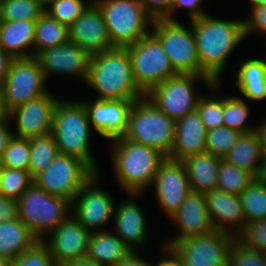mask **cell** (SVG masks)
Instances as JSON below:
<instances>
[{
    "label": "cell",
    "mask_w": 266,
    "mask_h": 266,
    "mask_svg": "<svg viewBox=\"0 0 266 266\" xmlns=\"http://www.w3.org/2000/svg\"><path fill=\"white\" fill-rule=\"evenodd\" d=\"M33 184L29 171L3 167L0 173V195L18 200Z\"/></svg>",
    "instance_id": "35"
},
{
    "label": "cell",
    "mask_w": 266,
    "mask_h": 266,
    "mask_svg": "<svg viewBox=\"0 0 266 266\" xmlns=\"http://www.w3.org/2000/svg\"><path fill=\"white\" fill-rule=\"evenodd\" d=\"M45 79L49 73L79 75L86 81L91 55L76 43L64 44L41 51L36 56Z\"/></svg>",
    "instance_id": "20"
},
{
    "label": "cell",
    "mask_w": 266,
    "mask_h": 266,
    "mask_svg": "<svg viewBox=\"0 0 266 266\" xmlns=\"http://www.w3.org/2000/svg\"><path fill=\"white\" fill-rule=\"evenodd\" d=\"M190 23L201 69L219 82L227 57L245 37L244 20L222 21L206 14Z\"/></svg>",
    "instance_id": "1"
},
{
    "label": "cell",
    "mask_w": 266,
    "mask_h": 266,
    "mask_svg": "<svg viewBox=\"0 0 266 266\" xmlns=\"http://www.w3.org/2000/svg\"><path fill=\"white\" fill-rule=\"evenodd\" d=\"M18 218V200L0 195V224Z\"/></svg>",
    "instance_id": "48"
},
{
    "label": "cell",
    "mask_w": 266,
    "mask_h": 266,
    "mask_svg": "<svg viewBox=\"0 0 266 266\" xmlns=\"http://www.w3.org/2000/svg\"><path fill=\"white\" fill-rule=\"evenodd\" d=\"M86 84L100 100L140 99L146 94L135 82L126 47H114L90 58Z\"/></svg>",
    "instance_id": "2"
},
{
    "label": "cell",
    "mask_w": 266,
    "mask_h": 266,
    "mask_svg": "<svg viewBox=\"0 0 266 266\" xmlns=\"http://www.w3.org/2000/svg\"><path fill=\"white\" fill-rule=\"evenodd\" d=\"M117 207L114 209V216L118 235L132 251H135L133 245H143L146 239L143 212L137 204L130 201L122 202Z\"/></svg>",
    "instance_id": "26"
},
{
    "label": "cell",
    "mask_w": 266,
    "mask_h": 266,
    "mask_svg": "<svg viewBox=\"0 0 266 266\" xmlns=\"http://www.w3.org/2000/svg\"><path fill=\"white\" fill-rule=\"evenodd\" d=\"M158 203L171 217L191 192L182 161L165 157L153 179Z\"/></svg>",
    "instance_id": "14"
},
{
    "label": "cell",
    "mask_w": 266,
    "mask_h": 266,
    "mask_svg": "<svg viewBox=\"0 0 266 266\" xmlns=\"http://www.w3.org/2000/svg\"><path fill=\"white\" fill-rule=\"evenodd\" d=\"M69 40L68 27L52 18L44 12L36 20L34 34V46L36 50L33 56H37L41 51L66 43Z\"/></svg>",
    "instance_id": "31"
},
{
    "label": "cell",
    "mask_w": 266,
    "mask_h": 266,
    "mask_svg": "<svg viewBox=\"0 0 266 266\" xmlns=\"http://www.w3.org/2000/svg\"><path fill=\"white\" fill-rule=\"evenodd\" d=\"M52 232L50 243L46 244L58 266L87 256L91 233L74 215L67 217Z\"/></svg>",
    "instance_id": "19"
},
{
    "label": "cell",
    "mask_w": 266,
    "mask_h": 266,
    "mask_svg": "<svg viewBox=\"0 0 266 266\" xmlns=\"http://www.w3.org/2000/svg\"><path fill=\"white\" fill-rule=\"evenodd\" d=\"M222 159L258 178L265 159L257 132L241 134L235 146Z\"/></svg>",
    "instance_id": "27"
},
{
    "label": "cell",
    "mask_w": 266,
    "mask_h": 266,
    "mask_svg": "<svg viewBox=\"0 0 266 266\" xmlns=\"http://www.w3.org/2000/svg\"><path fill=\"white\" fill-rule=\"evenodd\" d=\"M236 239L246 247L266 252V218L246 222L244 228L236 235Z\"/></svg>",
    "instance_id": "42"
},
{
    "label": "cell",
    "mask_w": 266,
    "mask_h": 266,
    "mask_svg": "<svg viewBox=\"0 0 266 266\" xmlns=\"http://www.w3.org/2000/svg\"><path fill=\"white\" fill-rule=\"evenodd\" d=\"M255 178L252 173L221 159L218 168L217 189L240 195Z\"/></svg>",
    "instance_id": "34"
},
{
    "label": "cell",
    "mask_w": 266,
    "mask_h": 266,
    "mask_svg": "<svg viewBox=\"0 0 266 266\" xmlns=\"http://www.w3.org/2000/svg\"><path fill=\"white\" fill-rule=\"evenodd\" d=\"M11 261L3 256H0V266H10Z\"/></svg>",
    "instance_id": "57"
},
{
    "label": "cell",
    "mask_w": 266,
    "mask_h": 266,
    "mask_svg": "<svg viewBox=\"0 0 266 266\" xmlns=\"http://www.w3.org/2000/svg\"><path fill=\"white\" fill-rule=\"evenodd\" d=\"M132 250L120 237L107 232H93L88 241L87 258L106 266H116Z\"/></svg>",
    "instance_id": "28"
},
{
    "label": "cell",
    "mask_w": 266,
    "mask_h": 266,
    "mask_svg": "<svg viewBox=\"0 0 266 266\" xmlns=\"http://www.w3.org/2000/svg\"><path fill=\"white\" fill-rule=\"evenodd\" d=\"M0 119H10V110L3 91L0 89Z\"/></svg>",
    "instance_id": "55"
},
{
    "label": "cell",
    "mask_w": 266,
    "mask_h": 266,
    "mask_svg": "<svg viewBox=\"0 0 266 266\" xmlns=\"http://www.w3.org/2000/svg\"><path fill=\"white\" fill-rule=\"evenodd\" d=\"M37 241L19 218L0 224V256L10 261L17 258Z\"/></svg>",
    "instance_id": "29"
},
{
    "label": "cell",
    "mask_w": 266,
    "mask_h": 266,
    "mask_svg": "<svg viewBox=\"0 0 266 266\" xmlns=\"http://www.w3.org/2000/svg\"><path fill=\"white\" fill-rule=\"evenodd\" d=\"M249 115V109L246 102L238 97H227L223 99V124L232 130L241 134L256 131V128L245 126Z\"/></svg>",
    "instance_id": "36"
},
{
    "label": "cell",
    "mask_w": 266,
    "mask_h": 266,
    "mask_svg": "<svg viewBox=\"0 0 266 266\" xmlns=\"http://www.w3.org/2000/svg\"><path fill=\"white\" fill-rule=\"evenodd\" d=\"M6 120L8 119H0V157L3 156L9 140L14 135L12 132H10V129L6 125Z\"/></svg>",
    "instance_id": "50"
},
{
    "label": "cell",
    "mask_w": 266,
    "mask_h": 266,
    "mask_svg": "<svg viewBox=\"0 0 266 266\" xmlns=\"http://www.w3.org/2000/svg\"><path fill=\"white\" fill-rule=\"evenodd\" d=\"M51 9L45 8L52 18L59 23L69 27L87 8V4L82 0H53L50 4Z\"/></svg>",
    "instance_id": "40"
},
{
    "label": "cell",
    "mask_w": 266,
    "mask_h": 266,
    "mask_svg": "<svg viewBox=\"0 0 266 266\" xmlns=\"http://www.w3.org/2000/svg\"><path fill=\"white\" fill-rule=\"evenodd\" d=\"M208 213L216 230L229 231L230 224H235L238 234L246 224L243 207L239 195L214 189L204 193ZM228 224V226H227Z\"/></svg>",
    "instance_id": "23"
},
{
    "label": "cell",
    "mask_w": 266,
    "mask_h": 266,
    "mask_svg": "<svg viewBox=\"0 0 266 266\" xmlns=\"http://www.w3.org/2000/svg\"><path fill=\"white\" fill-rule=\"evenodd\" d=\"M64 102L59 100L55 106L51 133L59 154L81 159L95 173L97 164L90 154V121L82 101Z\"/></svg>",
    "instance_id": "3"
},
{
    "label": "cell",
    "mask_w": 266,
    "mask_h": 266,
    "mask_svg": "<svg viewBox=\"0 0 266 266\" xmlns=\"http://www.w3.org/2000/svg\"><path fill=\"white\" fill-rule=\"evenodd\" d=\"M14 59L15 58L12 55L8 54L0 47V83L5 79L7 73L10 71Z\"/></svg>",
    "instance_id": "49"
},
{
    "label": "cell",
    "mask_w": 266,
    "mask_h": 266,
    "mask_svg": "<svg viewBox=\"0 0 266 266\" xmlns=\"http://www.w3.org/2000/svg\"><path fill=\"white\" fill-rule=\"evenodd\" d=\"M228 266H266L264 253L246 247L235 238L230 247Z\"/></svg>",
    "instance_id": "44"
},
{
    "label": "cell",
    "mask_w": 266,
    "mask_h": 266,
    "mask_svg": "<svg viewBox=\"0 0 266 266\" xmlns=\"http://www.w3.org/2000/svg\"><path fill=\"white\" fill-rule=\"evenodd\" d=\"M113 165L120 185L127 193L137 195L152 184L161 162L165 159L158 150L124 137L113 139Z\"/></svg>",
    "instance_id": "4"
},
{
    "label": "cell",
    "mask_w": 266,
    "mask_h": 266,
    "mask_svg": "<svg viewBox=\"0 0 266 266\" xmlns=\"http://www.w3.org/2000/svg\"><path fill=\"white\" fill-rule=\"evenodd\" d=\"M30 142L29 173L32 178L44 171L59 154L52 133L33 137Z\"/></svg>",
    "instance_id": "32"
},
{
    "label": "cell",
    "mask_w": 266,
    "mask_h": 266,
    "mask_svg": "<svg viewBox=\"0 0 266 266\" xmlns=\"http://www.w3.org/2000/svg\"><path fill=\"white\" fill-rule=\"evenodd\" d=\"M145 11L155 20L164 19L172 6V0H140Z\"/></svg>",
    "instance_id": "47"
},
{
    "label": "cell",
    "mask_w": 266,
    "mask_h": 266,
    "mask_svg": "<svg viewBox=\"0 0 266 266\" xmlns=\"http://www.w3.org/2000/svg\"><path fill=\"white\" fill-rule=\"evenodd\" d=\"M116 266H153L151 263L140 259L136 251H132L124 260L120 261Z\"/></svg>",
    "instance_id": "51"
},
{
    "label": "cell",
    "mask_w": 266,
    "mask_h": 266,
    "mask_svg": "<svg viewBox=\"0 0 266 266\" xmlns=\"http://www.w3.org/2000/svg\"><path fill=\"white\" fill-rule=\"evenodd\" d=\"M236 236L232 232L214 230L175 242L171 248L184 266L228 265L230 247Z\"/></svg>",
    "instance_id": "12"
},
{
    "label": "cell",
    "mask_w": 266,
    "mask_h": 266,
    "mask_svg": "<svg viewBox=\"0 0 266 266\" xmlns=\"http://www.w3.org/2000/svg\"><path fill=\"white\" fill-rule=\"evenodd\" d=\"M202 79L210 89L218 88L220 82L195 74L177 73L163 83L153 87L146 97L172 120L177 121L186 114L195 111L200 97L194 94V82Z\"/></svg>",
    "instance_id": "10"
},
{
    "label": "cell",
    "mask_w": 266,
    "mask_h": 266,
    "mask_svg": "<svg viewBox=\"0 0 266 266\" xmlns=\"http://www.w3.org/2000/svg\"><path fill=\"white\" fill-rule=\"evenodd\" d=\"M45 76L36 56L15 58L10 71L0 83L9 110L45 94Z\"/></svg>",
    "instance_id": "13"
},
{
    "label": "cell",
    "mask_w": 266,
    "mask_h": 266,
    "mask_svg": "<svg viewBox=\"0 0 266 266\" xmlns=\"http://www.w3.org/2000/svg\"><path fill=\"white\" fill-rule=\"evenodd\" d=\"M95 172L81 159L58 154L51 164L33 178V183L48 194L72 202Z\"/></svg>",
    "instance_id": "11"
},
{
    "label": "cell",
    "mask_w": 266,
    "mask_h": 266,
    "mask_svg": "<svg viewBox=\"0 0 266 266\" xmlns=\"http://www.w3.org/2000/svg\"><path fill=\"white\" fill-rule=\"evenodd\" d=\"M101 9L114 47H127L149 34L153 18L140 0H94Z\"/></svg>",
    "instance_id": "6"
},
{
    "label": "cell",
    "mask_w": 266,
    "mask_h": 266,
    "mask_svg": "<svg viewBox=\"0 0 266 266\" xmlns=\"http://www.w3.org/2000/svg\"><path fill=\"white\" fill-rule=\"evenodd\" d=\"M250 19L244 20L245 36L253 30L266 32V5L256 6L252 9Z\"/></svg>",
    "instance_id": "45"
},
{
    "label": "cell",
    "mask_w": 266,
    "mask_h": 266,
    "mask_svg": "<svg viewBox=\"0 0 266 266\" xmlns=\"http://www.w3.org/2000/svg\"><path fill=\"white\" fill-rule=\"evenodd\" d=\"M3 165H2V158L0 157V173L2 171Z\"/></svg>",
    "instance_id": "61"
},
{
    "label": "cell",
    "mask_w": 266,
    "mask_h": 266,
    "mask_svg": "<svg viewBox=\"0 0 266 266\" xmlns=\"http://www.w3.org/2000/svg\"><path fill=\"white\" fill-rule=\"evenodd\" d=\"M241 133L222 126L207 131L206 152L223 158L237 143Z\"/></svg>",
    "instance_id": "39"
},
{
    "label": "cell",
    "mask_w": 266,
    "mask_h": 266,
    "mask_svg": "<svg viewBox=\"0 0 266 266\" xmlns=\"http://www.w3.org/2000/svg\"><path fill=\"white\" fill-rule=\"evenodd\" d=\"M258 134L264 159H266V121L255 127Z\"/></svg>",
    "instance_id": "53"
},
{
    "label": "cell",
    "mask_w": 266,
    "mask_h": 266,
    "mask_svg": "<svg viewBox=\"0 0 266 266\" xmlns=\"http://www.w3.org/2000/svg\"><path fill=\"white\" fill-rule=\"evenodd\" d=\"M3 21L37 20L44 12L35 0H0Z\"/></svg>",
    "instance_id": "37"
},
{
    "label": "cell",
    "mask_w": 266,
    "mask_h": 266,
    "mask_svg": "<svg viewBox=\"0 0 266 266\" xmlns=\"http://www.w3.org/2000/svg\"><path fill=\"white\" fill-rule=\"evenodd\" d=\"M207 130L197 109L176 121L173 149L168 156L175 160L206 152Z\"/></svg>",
    "instance_id": "22"
},
{
    "label": "cell",
    "mask_w": 266,
    "mask_h": 266,
    "mask_svg": "<svg viewBox=\"0 0 266 266\" xmlns=\"http://www.w3.org/2000/svg\"><path fill=\"white\" fill-rule=\"evenodd\" d=\"M246 222L266 218V184L258 177L239 195Z\"/></svg>",
    "instance_id": "33"
},
{
    "label": "cell",
    "mask_w": 266,
    "mask_h": 266,
    "mask_svg": "<svg viewBox=\"0 0 266 266\" xmlns=\"http://www.w3.org/2000/svg\"><path fill=\"white\" fill-rule=\"evenodd\" d=\"M153 34L159 39L176 73L210 78L199 63L193 30L178 21L155 19Z\"/></svg>",
    "instance_id": "9"
},
{
    "label": "cell",
    "mask_w": 266,
    "mask_h": 266,
    "mask_svg": "<svg viewBox=\"0 0 266 266\" xmlns=\"http://www.w3.org/2000/svg\"><path fill=\"white\" fill-rule=\"evenodd\" d=\"M221 159L203 152L182 160L192 192L205 193L218 188V168Z\"/></svg>",
    "instance_id": "24"
},
{
    "label": "cell",
    "mask_w": 266,
    "mask_h": 266,
    "mask_svg": "<svg viewBox=\"0 0 266 266\" xmlns=\"http://www.w3.org/2000/svg\"><path fill=\"white\" fill-rule=\"evenodd\" d=\"M176 121L160 111L146 96L134 101L126 139L152 147L168 157L173 149Z\"/></svg>",
    "instance_id": "5"
},
{
    "label": "cell",
    "mask_w": 266,
    "mask_h": 266,
    "mask_svg": "<svg viewBox=\"0 0 266 266\" xmlns=\"http://www.w3.org/2000/svg\"><path fill=\"white\" fill-rule=\"evenodd\" d=\"M264 260H265V264H266V252H264Z\"/></svg>",
    "instance_id": "62"
},
{
    "label": "cell",
    "mask_w": 266,
    "mask_h": 266,
    "mask_svg": "<svg viewBox=\"0 0 266 266\" xmlns=\"http://www.w3.org/2000/svg\"><path fill=\"white\" fill-rule=\"evenodd\" d=\"M137 99L100 100L82 102L90 123L99 135L107 139L123 137L127 131L131 107Z\"/></svg>",
    "instance_id": "17"
},
{
    "label": "cell",
    "mask_w": 266,
    "mask_h": 266,
    "mask_svg": "<svg viewBox=\"0 0 266 266\" xmlns=\"http://www.w3.org/2000/svg\"><path fill=\"white\" fill-rule=\"evenodd\" d=\"M197 111L207 131L224 126L223 124V98L209 99L200 97L197 102Z\"/></svg>",
    "instance_id": "43"
},
{
    "label": "cell",
    "mask_w": 266,
    "mask_h": 266,
    "mask_svg": "<svg viewBox=\"0 0 266 266\" xmlns=\"http://www.w3.org/2000/svg\"><path fill=\"white\" fill-rule=\"evenodd\" d=\"M250 2H252L253 8L256 6L266 5V0H250Z\"/></svg>",
    "instance_id": "58"
},
{
    "label": "cell",
    "mask_w": 266,
    "mask_h": 266,
    "mask_svg": "<svg viewBox=\"0 0 266 266\" xmlns=\"http://www.w3.org/2000/svg\"><path fill=\"white\" fill-rule=\"evenodd\" d=\"M1 158L3 167L29 171V139L16 137L14 134Z\"/></svg>",
    "instance_id": "38"
},
{
    "label": "cell",
    "mask_w": 266,
    "mask_h": 266,
    "mask_svg": "<svg viewBox=\"0 0 266 266\" xmlns=\"http://www.w3.org/2000/svg\"><path fill=\"white\" fill-rule=\"evenodd\" d=\"M171 218L178 224L181 231L165 247H171L175 242L185 238L205 235L215 230L204 193L191 191Z\"/></svg>",
    "instance_id": "21"
},
{
    "label": "cell",
    "mask_w": 266,
    "mask_h": 266,
    "mask_svg": "<svg viewBox=\"0 0 266 266\" xmlns=\"http://www.w3.org/2000/svg\"><path fill=\"white\" fill-rule=\"evenodd\" d=\"M10 266H58L44 240L35 242L21 255L11 261Z\"/></svg>",
    "instance_id": "41"
},
{
    "label": "cell",
    "mask_w": 266,
    "mask_h": 266,
    "mask_svg": "<svg viewBox=\"0 0 266 266\" xmlns=\"http://www.w3.org/2000/svg\"><path fill=\"white\" fill-rule=\"evenodd\" d=\"M37 2H39L43 7H47L49 6V4L53 1V0H35Z\"/></svg>",
    "instance_id": "59"
},
{
    "label": "cell",
    "mask_w": 266,
    "mask_h": 266,
    "mask_svg": "<svg viewBox=\"0 0 266 266\" xmlns=\"http://www.w3.org/2000/svg\"><path fill=\"white\" fill-rule=\"evenodd\" d=\"M61 266H106L104 264H101L95 260L88 259L87 257L85 258H80L76 261H71L68 263H65Z\"/></svg>",
    "instance_id": "54"
},
{
    "label": "cell",
    "mask_w": 266,
    "mask_h": 266,
    "mask_svg": "<svg viewBox=\"0 0 266 266\" xmlns=\"http://www.w3.org/2000/svg\"><path fill=\"white\" fill-rule=\"evenodd\" d=\"M165 248L168 250L170 258L161 260L160 262H158L157 266H184L180 257L174 252L171 247Z\"/></svg>",
    "instance_id": "52"
},
{
    "label": "cell",
    "mask_w": 266,
    "mask_h": 266,
    "mask_svg": "<svg viewBox=\"0 0 266 266\" xmlns=\"http://www.w3.org/2000/svg\"><path fill=\"white\" fill-rule=\"evenodd\" d=\"M98 174L95 173L84 184L71 202L75 210L73 215L90 233L94 232V228L108 222L115 209L112 198L95 186Z\"/></svg>",
    "instance_id": "16"
},
{
    "label": "cell",
    "mask_w": 266,
    "mask_h": 266,
    "mask_svg": "<svg viewBox=\"0 0 266 266\" xmlns=\"http://www.w3.org/2000/svg\"><path fill=\"white\" fill-rule=\"evenodd\" d=\"M69 41L90 55L114 48L101 9L93 1L68 27Z\"/></svg>",
    "instance_id": "15"
},
{
    "label": "cell",
    "mask_w": 266,
    "mask_h": 266,
    "mask_svg": "<svg viewBox=\"0 0 266 266\" xmlns=\"http://www.w3.org/2000/svg\"><path fill=\"white\" fill-rule=\"evenodd\" d=\"M259 178L266 184V159L264 160V164Z\"/></svg>",
    "instance_id": "56"
},
{
    "label": "cell",
    "mask_w": 266,
    "mask_h": 266,
    "mask_svg": "<svg viewBox=\"0 0 266 266\" xmlns=\"http://www.w3.org/2000/svg\"><path fill=\"white\" fill-rule=\"evenodd\" d=\"M35 28L36 20L3 21L0 26V47L14 58L33 56L26 48L34 46Z\"/></svg>",
    "instance_id": "25"
},
{
    "label": "cell",
    "mask_w": 266,
    "mask_h": 266,
    "mask_svg": "<svg viewBox=\"0 0 266 266\" xmlns=\"http://www.w3.org/2000/svg\"><path fill=\"white\" fill-rule=\"evenodd\" d=\"M70 206L67 199L48 194L33 183L18 199V218L42 241L43 233L55 230L67 218Z\"/></svg>",
    "instance_id": "7"
},
{
    "label": "cell",
    "mask_w": 266,
    "mask_h": 266,
    "mask_svg": "<svg viewBox=\"0 0 266 266\" xmlns=\"http://www.w3.org/2000/svg\"><path fill=\"white\" fill-rule=\"evenodd\" d=\"M201 0H172V6L169 11V14L164 18L170 21H177L172 17V14L176 10V8L183 7L188 9V13L190 15V21L196 20L204 15V13L200 7Z\"/></svg>",
    "instance_id": "46"
},
{
    "label": "cell",
    "mask_w": 266,
    "mask_h": 266,
    "mask_svg": "<svg viewBox=\"0 0 266 266\" xmlns=\"http://www.w3.org/2000/svg\"><path fill=\"white\" fill-rule=\"evenodd\" d=\"M246 99L262 100L266 98V61L248 59L238 70L235 82Z\"/></svg>",
    "instance_id": "30"
},
{
    "label": "cell",
    "mask_w": 266,
    "mask_h": 266,
    "mask_svg": "<svg viewBox=\"0 0 266 266\" xmlns=\"http://www.w3.org/2000/svg\"><path fill=\"white\" fill-rule=\"evenodd\" d=\"M126 48L135 82L145 94L177 74L161 42L153 33Z\"/></svg>",
    "instance_id": "8"
},
{
    "label": "cell",
    "mask_w": 266,
    "mask_h": 266,
    "mask_svg": "<svg viewBox=\"0 0 266 266\" xmlns=\"http://www.w3.org/2000/svg\"><path fill=\"white\" fill-rule=\"evenodd\" d=\"M58 99L48 92L10 111L16 117L17 136L31 139L51 133L53 114Z\"/></svg>",
    "instance_id": "18"
},
{
    "label": "cell",
    "mask_w": 266,
    "mask_h": 266,
    "mask_svg": "<svg viewBox=\"0 0 266 266\" xmlns=\"http://www.w3.org/2000/svg\"><path fill=\"white\" fill-rule=\"evenodd\" d=\"M3 24V15H2V7L0 4V26Z\"/></svg>",
    "instance_id": "60"
}]
</instances>
